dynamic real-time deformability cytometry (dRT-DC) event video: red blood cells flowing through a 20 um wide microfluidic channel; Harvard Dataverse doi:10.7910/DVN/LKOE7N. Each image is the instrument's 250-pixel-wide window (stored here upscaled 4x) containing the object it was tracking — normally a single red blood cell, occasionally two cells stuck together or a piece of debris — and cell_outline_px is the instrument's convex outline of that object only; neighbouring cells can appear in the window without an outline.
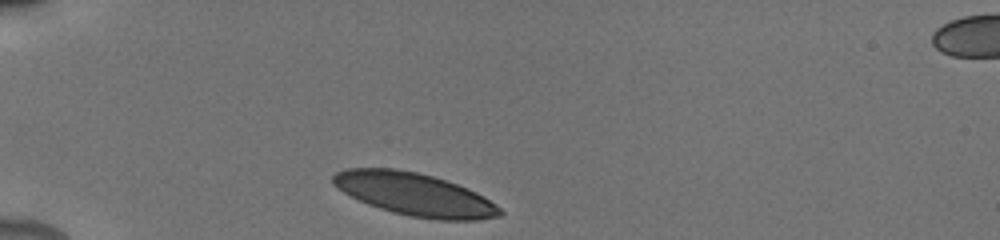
{"species": "human", "species_latin": "Homo sapiens", "temperature_condition": "cold", "stored_images_in_passage": 11, "camera_frame_rate_fps": 3000, "um_per_image_px": 0.085, "donor": {"sex": "male"}, "frame": {"image": 1, "passage_image": 1, "time_ms": 0.0, "image_size_px": [1000, 240], "cell_outline_px": [[504, 212], [500, 216], [476, 220], [440, 220], [408, 216], [392, 212], [368, 204], [344, 192], [332, 184], [332, 176], [336, 172], [344, 168], [396, 168], [416, 172], [432, 176], [468, 188], [476, 192], [496, 204]], "centroid_in_image_um": [35.24, 16.52], "position_along_channel_um": 49.8, "area_um2": 41.44}}
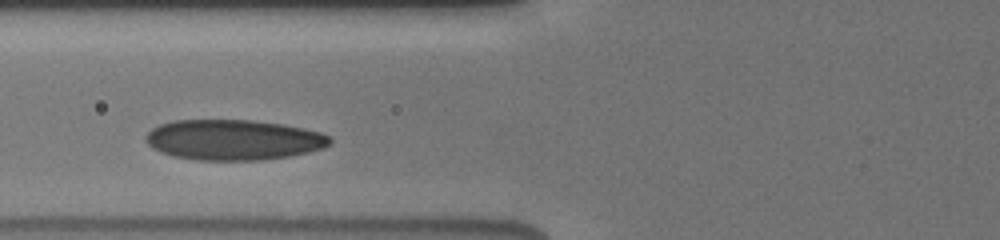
{"frame": {"image": 2, "passage_image": 4, "time_ms": 2.333, "image_size_px": [1000, 240], "cell_outline_px": [[332, 144], [324, 148], [308, 152], [288, 156], [264, 160], [200, 160], [176, 156], [160, 152], [152, 148], [144, 140], [144, 136], [152, 128], [160, 124], [172, 120], [252, 120], [280, 124], [320, 132], [328, 136], [332, 140]], "centroid_in_image_um": [19.82, 11.88], "position_along_channel_um": 106.0, "area_um2": 43.35}}